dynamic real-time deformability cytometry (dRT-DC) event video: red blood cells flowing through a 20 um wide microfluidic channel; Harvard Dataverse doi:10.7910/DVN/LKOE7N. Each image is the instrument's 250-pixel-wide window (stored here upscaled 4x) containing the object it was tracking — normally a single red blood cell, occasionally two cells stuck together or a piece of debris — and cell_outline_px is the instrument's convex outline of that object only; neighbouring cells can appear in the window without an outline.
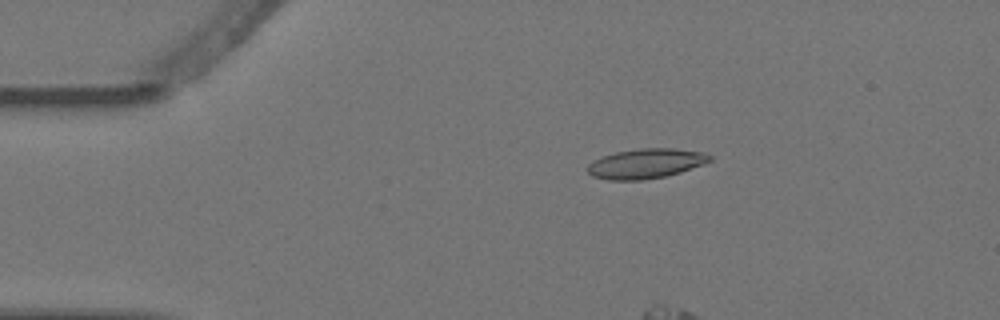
{"species": "Egyptian fruit bat (a non-hibernating species)", "species_latin": "Rousettus aegyptiacus", "temperature_condition": "warm", "stored_images_in_passage": 4, "camera_frame_rate_fps": 3000, "um_per_image_px": 0.085, "animal": {"sex": "female"}, "frame": {"image": 1, "passage_image": 2, "time_ms": 0.333, "image_size_px": [1000, 320], "cell_outline_px": [[712, 160], [704, 164], [680, 172], [664, 176], [644, 180], [608, 180], [592, 176], [588, 172], [588, 164], [592, 160], [616, 152], [640, 148], [676, 148], [700, 152], [712, 156]], "centroid_in_image_um": [54.89, 13.9], "position_along_channel_um": 30.1, "area_um2": 21.15}}